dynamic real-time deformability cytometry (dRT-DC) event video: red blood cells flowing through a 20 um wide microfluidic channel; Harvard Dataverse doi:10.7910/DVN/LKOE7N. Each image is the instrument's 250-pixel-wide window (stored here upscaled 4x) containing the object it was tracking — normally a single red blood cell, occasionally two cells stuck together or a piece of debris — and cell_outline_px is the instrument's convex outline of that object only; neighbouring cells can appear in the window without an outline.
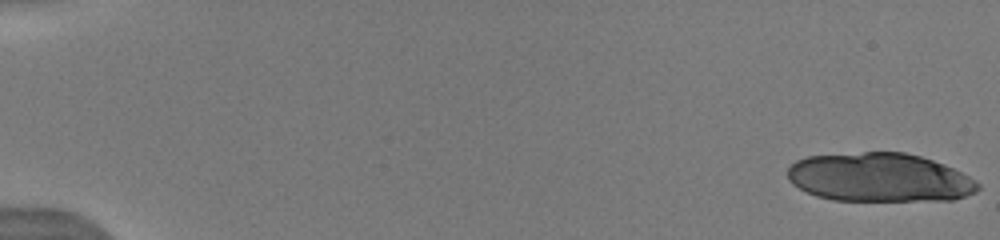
{"species": "human", "species_latin": "Homo sapiens", "temperature_condition": "warm", "stored_images_in_passage": 19, "camera_frame_rate_fps": 3000, "um_per_image_px": 0.085, "donor": {"sex": "male"}, "frame": {"image": 1, "passage_image": 1, "time_ms": 0.0, "image_size_px": [1000, 240], "cell_outline_px": [[980, 188], [976, 192], [952, 200], [832, 200], [816, 196], [792, 184], [788, 180], [788, 168], [796, 160], [808, 156], [864, 152], [904, 152], [920, 156], [944, 164], [968, 176], [980, 184]], "centroid_in_image_um": [74.75, 15.08], "position_along_channel_um": 10.3, "area_um2": 53.93}}